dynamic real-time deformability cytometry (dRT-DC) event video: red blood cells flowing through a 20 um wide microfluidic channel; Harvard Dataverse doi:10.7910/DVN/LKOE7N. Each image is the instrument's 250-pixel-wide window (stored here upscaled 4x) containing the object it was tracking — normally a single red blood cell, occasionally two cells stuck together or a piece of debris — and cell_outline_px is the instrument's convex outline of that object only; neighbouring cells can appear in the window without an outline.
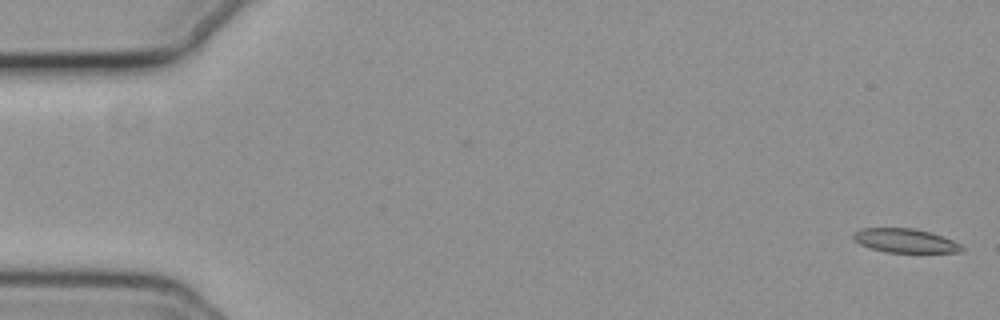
{"species": "common noctule bat (a hibernating species)", "species_latin": "Nyctalus noctula", "temperature_condition": "cold", "stored_images_in_passage": 16, "camera_frame_rate_fps": 3000, "um_per_image_px": 0.085, "animal": {"sex": "female", "body_mass_g": 19.3, "forearm_length_mm": 54.1}, "frame": {"image": 1, "passage_image": 2, "time_ms": 0.333, "image_size_px": [1000, 320], "cell_outline_px": [[964, 252], [884, 252], [868, 248], [860, 244], [852, 236], [860, 228], [912, 228], [928, 232], [952, 240], [960, 244], [964, 248]], "centroid_in_image_um": [76.92, 20.46], "position_along_channel_um": 8.1, "area_um2": 14.97}}
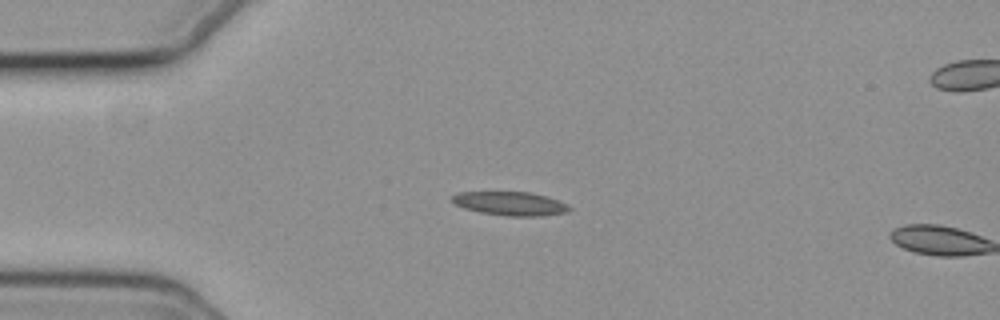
{"frame": {"image": 2, "passage_image": 15, "time_ms": 4.667, "image_size_px": [1000, 320], "cell_outline_px": [[572, 208], [568, 212], [544, 216], [508, 216], [480, 212], [464, 208], [456, 204], [452, 200], [452, 196], [456, 192], [528, 192], [544, 196], [568, 204]], "centroid_in_image_um": [43.39, 17.31], "position_along_channel_um": 41.6, "area_um2": 16.13}}